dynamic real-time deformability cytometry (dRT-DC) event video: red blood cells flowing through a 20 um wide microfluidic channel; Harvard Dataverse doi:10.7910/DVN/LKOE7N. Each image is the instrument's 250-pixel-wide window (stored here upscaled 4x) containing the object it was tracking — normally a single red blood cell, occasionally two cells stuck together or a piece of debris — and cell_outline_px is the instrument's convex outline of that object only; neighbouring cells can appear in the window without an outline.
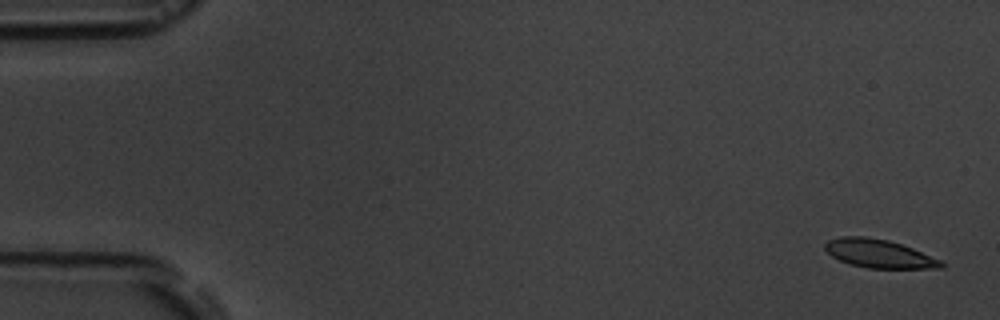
{"species": "common noctule bat (a hibernating species)", "species_latin": "Nyctalus noctula", "temperature_condition": "room temperature", "stored_images_in_passage": 5, "camera_frame_rate_fps": 3000, "um_per_image_px": 0.085, "animal": {"sex": "male", "body_mass_g": 19.5, "forearm_length_mm": 54.6}, "frame": {"image": 1, "passage_image": 1, "time_ms": 0.0, "image_size_px": [1000, 320], "cell_outline_px": [[944, 268], [868, 268], [848, 264], [832, 256], [824, 248], [824, 244], [828, 240], [840, 236], [864, 236], [888, 240], [912, 248], [940, 260], [944, 264]], "centroid_in_image_um": [74.68, 21.55], "position_along_channel_um": 10.3, "area_um2": 19.13}}
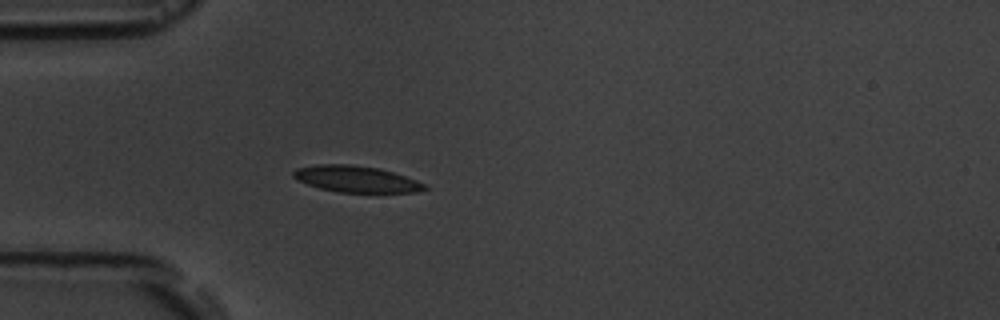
{"frame": {"image": 2, "passage_image": 5, "time_ms": 4.667, "image_size_px": [1000, 320], "cell_outline_px": [[428, 188], [420, 192], [340, 192], [320, 188], [308, 184], [292, 176], [292, 172], [296, 168], [316, 164], [352, 164], [380, 168], [416, 180], [424, 184]], "centroid_in_image_um": [30.27, 15.21], "position_along_channel_um": 54.7, "area_um2": 20.06}}